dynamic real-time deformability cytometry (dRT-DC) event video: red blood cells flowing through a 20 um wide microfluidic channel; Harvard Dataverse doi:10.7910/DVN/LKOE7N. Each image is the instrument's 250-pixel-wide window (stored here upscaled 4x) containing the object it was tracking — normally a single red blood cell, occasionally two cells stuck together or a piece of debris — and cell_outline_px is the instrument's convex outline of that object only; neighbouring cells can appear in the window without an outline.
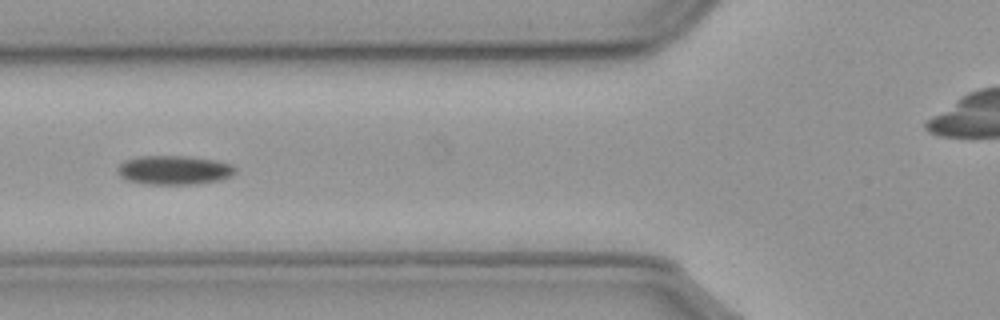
{"species": "common noctule bat (a hibernating species)", "species_latin": "Nyctalus noctula", "temperature_condition": "cold", "stored_images_in_passage": 22, "camera_frame_rate_fps": 3000, "um_per_image_px": 0.085, "animal": {"sex": "male", "body_mass_g": 23.1, "forearm_length_mm": 52.7}, "frame": {"image": 1, "passage_image": 10, "time_ms": 3.0, "image_size_px": [1000, 320], "cell_outline_px": [[236, 172], [220, 180], [196, 184], [144, 184], [124, 180], [116, 172], [116, 168], [124, 160], [140, 156], [188, 156], [216, 160], [232, 164], [236, 168]], "centroid_in_image_um": [14.76, 14.46], "position_along_channel_um": 111.0, "area_um2": 20.17}}